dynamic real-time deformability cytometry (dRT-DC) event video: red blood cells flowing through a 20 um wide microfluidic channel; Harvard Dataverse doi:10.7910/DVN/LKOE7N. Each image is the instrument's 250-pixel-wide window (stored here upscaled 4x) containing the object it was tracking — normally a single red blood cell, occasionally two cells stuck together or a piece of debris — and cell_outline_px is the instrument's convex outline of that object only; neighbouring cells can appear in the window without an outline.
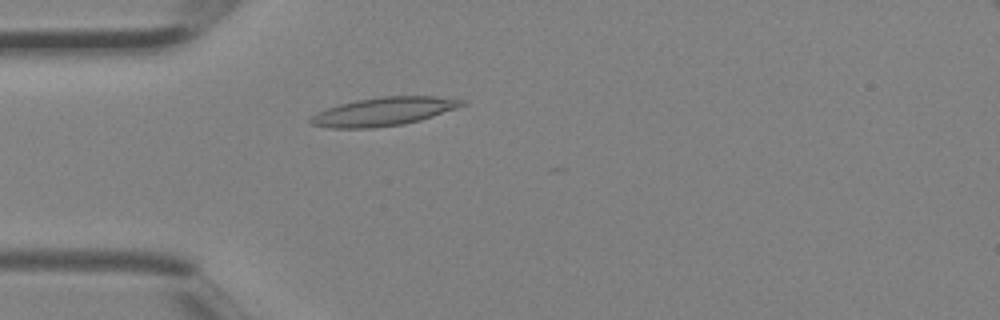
{"species": "Egyptian fruit bat (a non-hibernating species)", "species_latin": "Rousettus aegyptiacus", "temperature_condition": "room temperature", "stored_images_in_passage": 3, "camera_frame_rate_fps": 3000, "um_per_image_px": 0.085, "animal": {"sex": "female"}, "frame": {"image": 1, "passage_image": 3, "time_ms": 0.667, "image_size_px": [1000, 320], "cell_outline_px": [[468, 104], [420, 120], [404, 124], [372, 128], [328, 128], [312, 124], [308, 120], [316, 112], [340, 104], [356, 100], [380, 96], [432, 96], [468, 100]], "centroid_in_image_um": [32.62, 9.48], "position_along_channel_um": 52.4, "area_um2": 25.09}}